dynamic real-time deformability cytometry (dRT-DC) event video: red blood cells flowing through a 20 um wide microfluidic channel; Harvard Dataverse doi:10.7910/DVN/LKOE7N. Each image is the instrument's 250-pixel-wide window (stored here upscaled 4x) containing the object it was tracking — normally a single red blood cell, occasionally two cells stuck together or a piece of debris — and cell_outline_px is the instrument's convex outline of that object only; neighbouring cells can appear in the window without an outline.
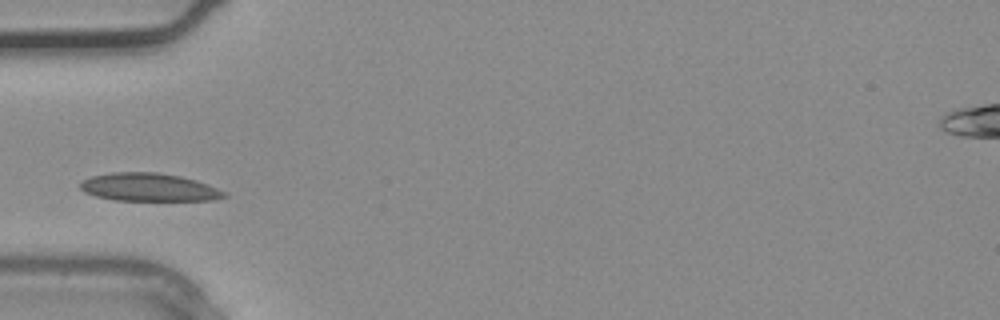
{"species": "common noctule bat (a hibernating species)", "species_latin": "Nyctalus noctula", "temperature_condition": "warm", "stored_images_in_passage": 1, "camera_frame_rate_fps": 3000, "um_per_image_px": 0.085, "animal": {"sex": "male", "body_mass_g": 20.4}, "frame": {"image": 1, "passage_image": 1, "time_ms": 0.0, "image_size_px": [1000, 320], "cell_outline_px": [[228, 196], [212, 200], [112, 200], [96, 196], [84, 192], [80, 188], [80, 180], [92, 176], [112, 172], [156, 172], [180, 176], [196, 180], [208, 184], [228, 192]], "centroid_in_image_um": [12.66, 15.91], "position_along_channel_um": 72.3, "area_um2": 23.64}}